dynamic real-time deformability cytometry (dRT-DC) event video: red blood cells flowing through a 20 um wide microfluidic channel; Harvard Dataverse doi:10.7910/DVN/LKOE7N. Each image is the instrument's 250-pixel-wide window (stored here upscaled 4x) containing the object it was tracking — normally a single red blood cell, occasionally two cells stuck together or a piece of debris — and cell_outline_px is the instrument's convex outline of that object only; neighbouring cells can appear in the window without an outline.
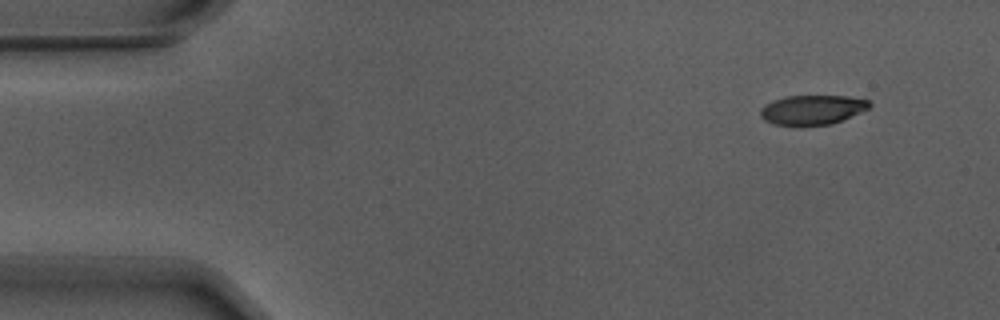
{"species": "Egyptian fruit bat (a non-hibernating species)", "species_latin": "Rousettus aegyptiacus", "temperature_condition": "warm", "stored_images_in_passage": 51, "camera_frame_rate_fps": 3000, "um_per_image_px": 0.085, "animal": {"sex": "male"}, "frame": {"image": 1, "passage_image": 1, "time_ms": 0.0, "image_size_px": [1000, 320], "cell_outline_px": [[872, 104], [868, 108], [860, 112], [832, 124], [800, 128], [796, 128], [772, 124], [764, 120], [760, 116], [760, 108], [776, 100], [788, 96], [848, 96], [868, 100]], "centroid_in_image_um": [69.01, 9.38], "position_along_channel_um": 16.0, "area_um2": 19.19}}
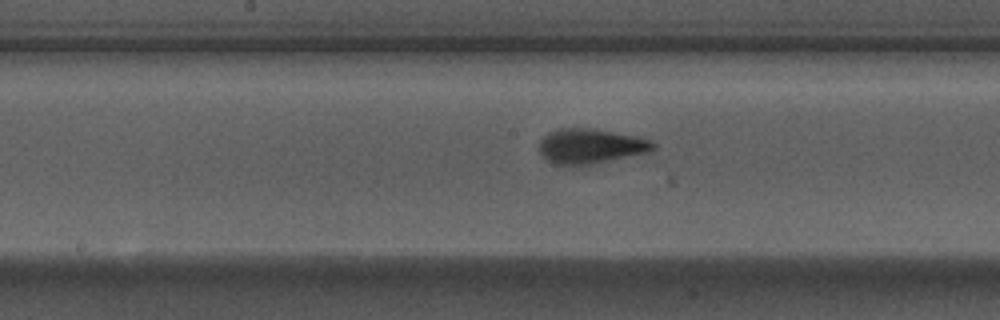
{"frame": {"image": 2, "passage_image": 24, "time_ms": 7.667, "image_size_px": [1000, 320], "cell_outline_px": [[656, 148], [644, 152], [580, 168], [576, 168], [556, 164], [548, 160], [540, 152], [540, 140], [548, 132], [556, 128], [592, 128], [632, 136], [648, 140], [656, 144]], "centroid_in_image_um": [50.12, 12.45], "position_along_channel_um": 198.1, "area_um2": 23.24}}
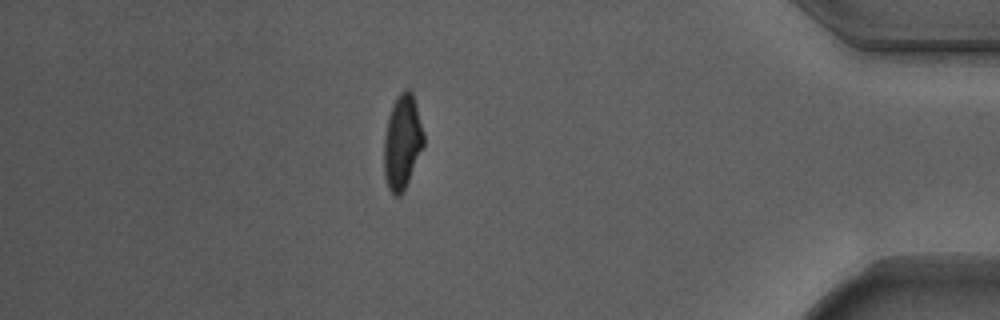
{"frame": {"image": 3, "passage_image": 44, "time_ms": 14.333, "image_size_px": [1000, 320], "cell_outline_px": [[424, 144], [404, 192], [400, 196], [396, 196], [388, 188], [384, 176], [384, 136], [388, 116], [392, 104], [400, 92], [404, 88], [408, 88], [412, 92], [424, 132]], "centroid_in_image_um": [34.18, 12.07], "position_along_channel_um": 401.0, "area_um2": 21.96}, "authors_computed_cell_mechanics": {"area_um2": 21.6172, "velocity_mm_per_s": 3.7212, "shape_relaxation_time_tau1_ms": 3.9109, "shape_relaxation_time_tau2_ms": 1.2618, "deformation_change_tau1": 0.1838, "deformation_change_tau2": 0.0817}}